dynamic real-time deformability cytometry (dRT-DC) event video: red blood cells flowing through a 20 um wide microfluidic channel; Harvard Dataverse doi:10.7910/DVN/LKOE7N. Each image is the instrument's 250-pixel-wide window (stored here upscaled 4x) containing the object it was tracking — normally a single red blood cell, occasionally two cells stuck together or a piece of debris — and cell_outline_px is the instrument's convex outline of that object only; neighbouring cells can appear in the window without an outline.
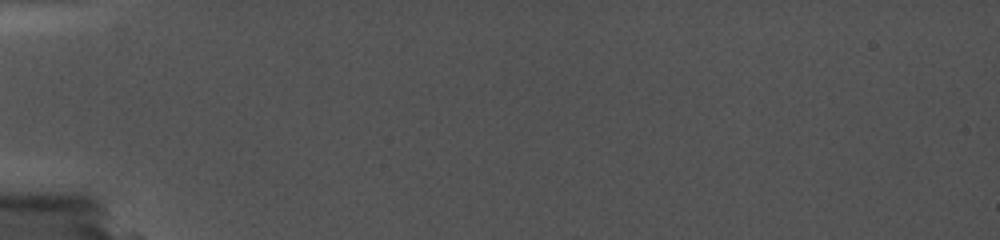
{"species": "common noctule bat (a hibernating species)", "species_latin": "Nyctalus noctula", "temperature_condition": "cold", "stored_images_in_passage": 2, "camera_frame_rate_fps": 5000, "um_per_image_px": 0.085, "animal": {"sex": "female", "body_mass_g": 19.0, "forearm_length_mm": 56.7}, "frame": {"image": 1, "passage_image": 2, "time_ms": 0.4, "image_size_px": [1000, 240], "cell_outline_px": [[660, 136], [644, 140], [528, 136], [512, 128], [552, 124], [644, 128], [660, 132]], "centroid_in_image_um": [50.04, 11.22], "position_along_channel_um": 35.0, "area_um2": 11.68}}